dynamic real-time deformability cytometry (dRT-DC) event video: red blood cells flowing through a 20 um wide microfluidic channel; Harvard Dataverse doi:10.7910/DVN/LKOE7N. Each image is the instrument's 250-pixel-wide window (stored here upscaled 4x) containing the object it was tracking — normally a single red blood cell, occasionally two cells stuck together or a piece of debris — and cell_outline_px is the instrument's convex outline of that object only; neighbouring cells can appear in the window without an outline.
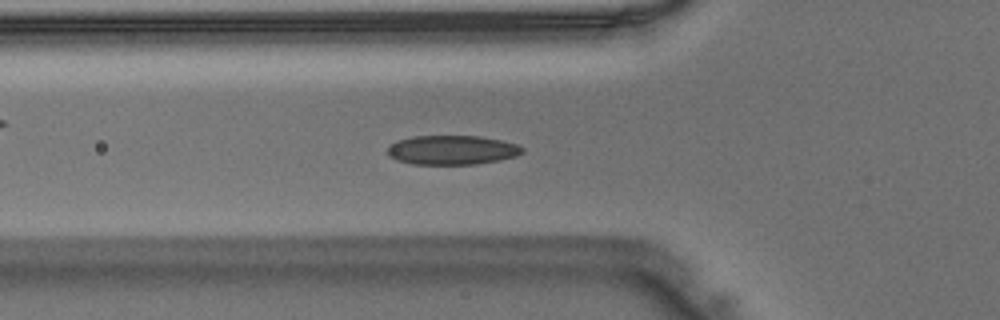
{"species": "Egyptian fruit bat (a non-hibernating species)", "species_latin": "Rousettus aegyptiacus", "temperature_condition": "warm", "stored_images_in_passage": 41, "camera_frame_rate_fps": 3000, "um_per_image_px": 0.085, "animal": {"sex": "male"}, "frame": {"image": 1, "passage_image": 11, "time_ms": 3.333, "image_size_px": [1000, 320], "cell_outline_px": [[524, 152], [516, 156], [500, 160], [476, 164], [412, 164], [396, 160], [388, 156], [384, 152], [388, 144], [396, 140], [412, 136], [480, 136], [520, 144], [524, 148]], "centroid_in_image_um": [38.38, 12.75], "position_along_channel_um": 87.4, "area_um2": 23.47}}
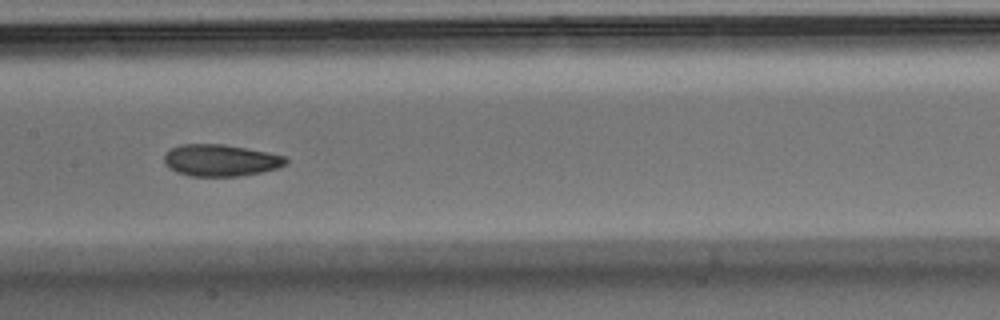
{"frame": {"image": 2, "passage_image": 18, "time_ms": 5.667, "image_size_px": [1000, 320], "cell_outline_px": [[288, 160], [280, 168], [260, 172], [236, 176], [188, 176], [176, 172], [168, 168], [164, 164], [164, 156], [172, 148], [184, 144], [224, 144], [268, 152], [284, 156]], "centroid_in_image_um": [18.73, 13.63], "position_along_channel_um": 188.7, "area_um2": 22.48}}
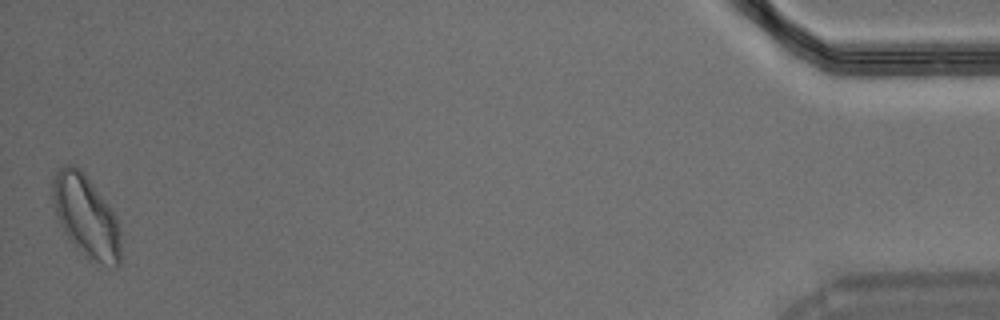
{"frame": {"image": 3, "passage_image": 41, "time_ms": 13.333, "image_size_px": [1000, 320], "cell_outline_px": [[120, 264], [116, 268], [88, 260], [72, 244], [64, 232], [60, 224], [52, 200], [52, 180], [56, 172], [64, 164], [72, 164], [80, 168], [84, 172], [112, 208], [116, 216], [120, 228]], "centroid_in_image_um": [7.33, 18.39], "position_along_channel_um": 427.9, "area_um2": 33.06}}